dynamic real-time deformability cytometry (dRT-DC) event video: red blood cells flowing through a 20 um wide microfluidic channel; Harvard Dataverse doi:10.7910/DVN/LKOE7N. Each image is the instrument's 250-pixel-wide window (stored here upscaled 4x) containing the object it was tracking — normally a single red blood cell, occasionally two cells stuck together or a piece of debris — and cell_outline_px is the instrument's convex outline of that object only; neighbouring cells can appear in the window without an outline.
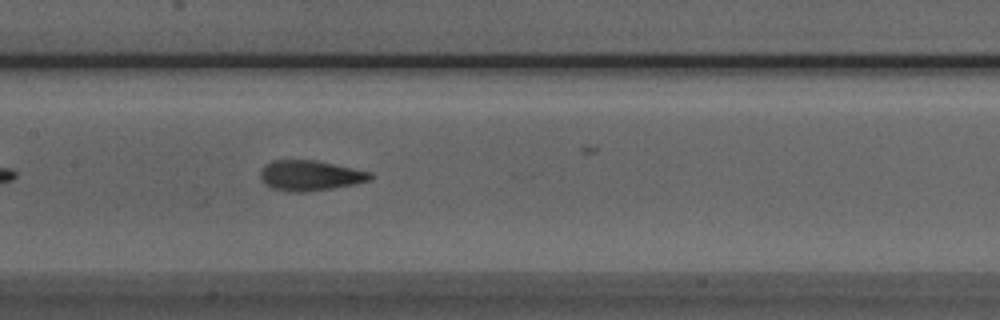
{"species": "Egyptian fruit bat (a non-hibernating species)", "species_latin": "Rousettus aegyptiacus", "temperature_condition": "room temperature", "stored_images_in_passage": 24, "camera_frame_rate_fps": 3000, "um_per_image_px": 0.085, "animal": {"sex": "male"}, "frame": {"image": 1, "passage_image": 12, "time_ms": 3.667, "image_size_px": [1000, 320], "cell_outline_px": [[372, 180], [356, 184], [332, 188], [304, 192], [288, 192], [272, 188], [264, 184], [260, 176], [260, 172], [264, 164], [272, 160], [316, 160], [372, 172]], "centroid_in_image_um": [26.35, 14.92], "position_along_channel_um": 181.0, "area_um2": 19.59}}
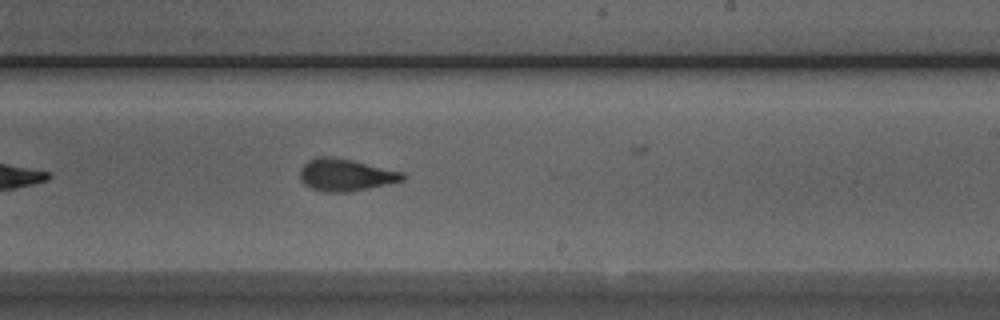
{"frame": {"image": 2, "passage_image": 18, "time_ms": 5.667, "image_size_px": [1000, 320], "cell_outline_px": [[408, 176], [404, 180], [368, 188], [348, 192], [328, 192], [312, 188], [304, 184], [300, 180], [300, 168], [308, 160], [316, 156], [332, 156], [352, 160], [404, 172]], "centroid_in_image_um": [29.38, 14.85], "position_along_channel_um": 259.6, "area_um2": 19.31}}
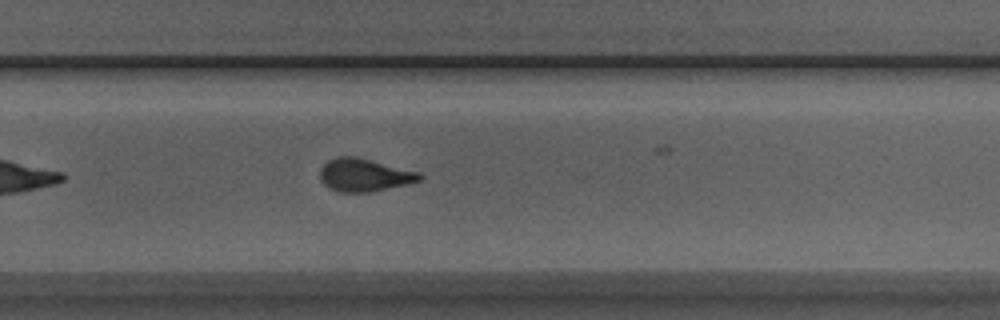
{"frame": {"image": 3, "passage_image": 21, "time_ms": 6.667, "image_size_px": [1000, 320], "cell_outline_px": [[424, 176], [420, 180], [408, 184], [372, 192], [336, 192], [324, 184], [320, 180], [320, 168], [328, 160], [336, 156], [356, 156], [420, 172]], "centroid_in_image_um": [30.96, 14.87], "position_along_channel_um": 298.8, "area_um2": 19.31}}